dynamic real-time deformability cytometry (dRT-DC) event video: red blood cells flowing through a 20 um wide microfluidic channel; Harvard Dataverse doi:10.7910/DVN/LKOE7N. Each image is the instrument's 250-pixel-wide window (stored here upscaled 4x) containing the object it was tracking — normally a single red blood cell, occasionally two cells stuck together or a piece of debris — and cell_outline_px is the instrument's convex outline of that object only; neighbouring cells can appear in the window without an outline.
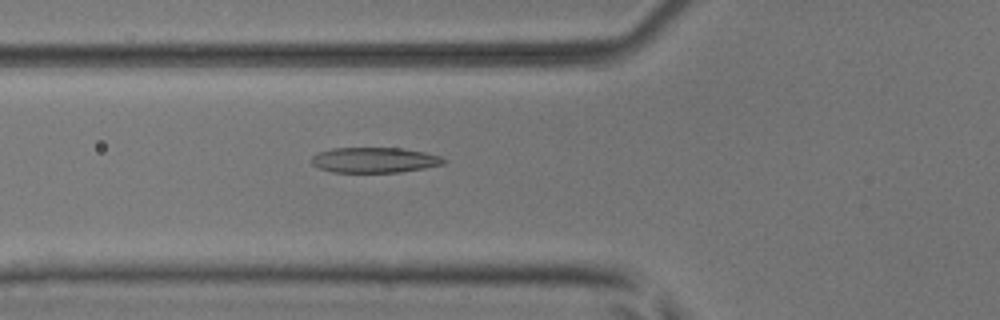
{"species": "common noctule bat (a hibernating species)", "species_latin": "Nyctalus noctula", "temperature_condition": "room temperature", "stored_images_in_passage": 51, "camera_frame_rate_fps": 3000, "um_per_image_px": 0.085, "animal": {"sex": "male", "body_mass_g": 17.9, "forearm_length_mm": 54.2}, "frame": {"image": 1, "passage_image": 19, "time_ms": 6.0, "image_size_px": [1000, 320], "cell_outline_px": [[448, 160], [444, 164], [424, 168], [400, 172], [332, 172], [320, 168], [312, 164], [312, 156], [320, 152], [332, 148], [404, 148], [424, 152], [440, 156]], "centroid_in_image_um": [31.86, 13.6], "position_along_channel_um": 93.9, "area_um2": 19.48}}
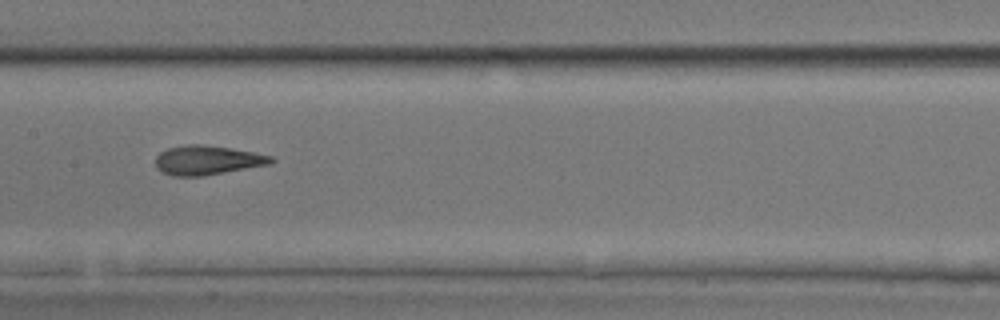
{"frame": {"image": 2, "passage_image": 26, "time_ms": 8.333, "image_size_px": [1000, 320], "cell_outline_px": [[276, 160], [272, 164], [200, 176], [172, 176], [156, 168], [156, 156], [160, 152], [168, 148], [188, 144], [204, 144], [252, 152], [272, 156]], "centroid_in_image_um": [17.62, 13.61], "position_along_channel_um": 189.8, "area_um2": 19.59}}
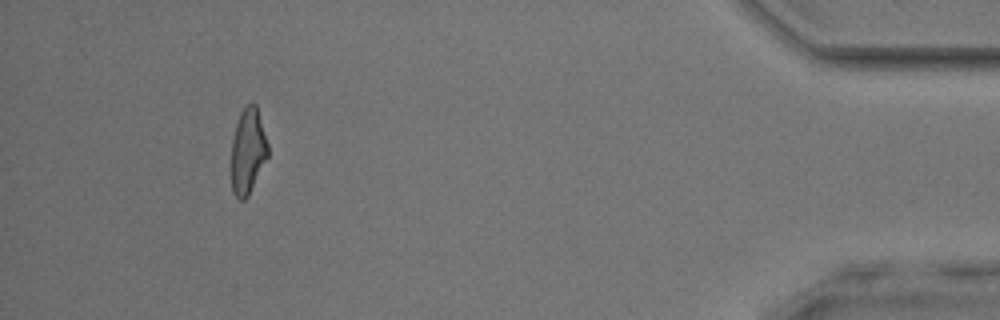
{"frame": {"image": 3, "passage_image": 47, "time_ms": 15.333, "image_size_px": [1000, 320], "cell_outline_px": [[268, 156], [248, 196], [244, 200], [240, 200], [232, 192], [232, 140], [236, 124], [240, 112], [244, 104], [256, 104], [268, 144]], "centroid_in_image_um": [21.07, 12.83], "position_along_channel_um": 414.1, "area_um2": 18.15}, "authors_computed_cell_mechanics": {"area_um2": 19.5942, "velocity_mm_per_s": 4.0998, "shape_relaxation_time_tau1_ms": 4.8085, "shape_relaxation_time_tau2_ms": 2.1389, "deformation_change_tau1": 0.1891, "deformation_change_tau2": 0.1174}}